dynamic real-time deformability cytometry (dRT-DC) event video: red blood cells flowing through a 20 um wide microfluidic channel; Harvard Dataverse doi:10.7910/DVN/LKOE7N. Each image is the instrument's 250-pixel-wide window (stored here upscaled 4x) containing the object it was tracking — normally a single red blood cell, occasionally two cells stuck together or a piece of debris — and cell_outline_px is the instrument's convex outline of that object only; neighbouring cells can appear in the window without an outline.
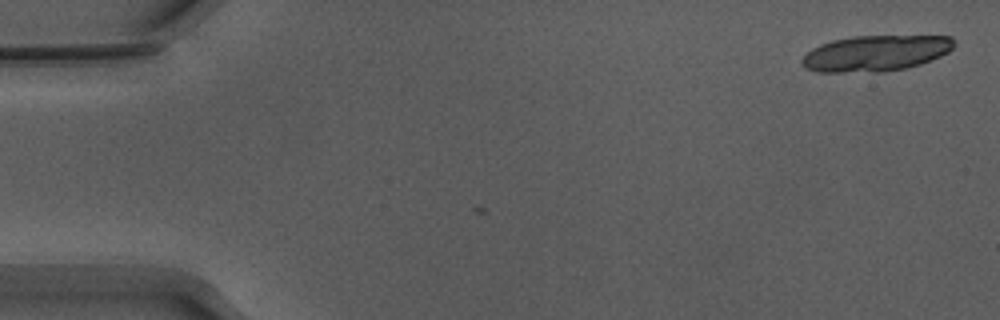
{"species": "Egyptian fruit bat (a non-hibernating species)", "species_latin": "Rousettus aegyptiacus", "temperature_condition": "warm", "stored_images_in_passage": 4, "camera_frame_rate_fps": 3000, "um_per_image_px": 0.085, "animal": {"sex": "male"}, "frame": {"image": 1, "passage_image": 1, "time_ms": 0.0, "image_size_px": [1000, 320], "cell_outline_px": [[956, 40], [952, 48], [948, 52], [940, 56], [920, 64], [904, 68], [880, 72], [816, 72], [804, 68], [800, 64], [800, 60], [812, 48], [820, 44], [832, 40], [852, 36], [952, 36]], "centroid_in_image_um": [74.39, 4.53], "position_along_channel_um": 10.6, "area_um2": 31.96}}